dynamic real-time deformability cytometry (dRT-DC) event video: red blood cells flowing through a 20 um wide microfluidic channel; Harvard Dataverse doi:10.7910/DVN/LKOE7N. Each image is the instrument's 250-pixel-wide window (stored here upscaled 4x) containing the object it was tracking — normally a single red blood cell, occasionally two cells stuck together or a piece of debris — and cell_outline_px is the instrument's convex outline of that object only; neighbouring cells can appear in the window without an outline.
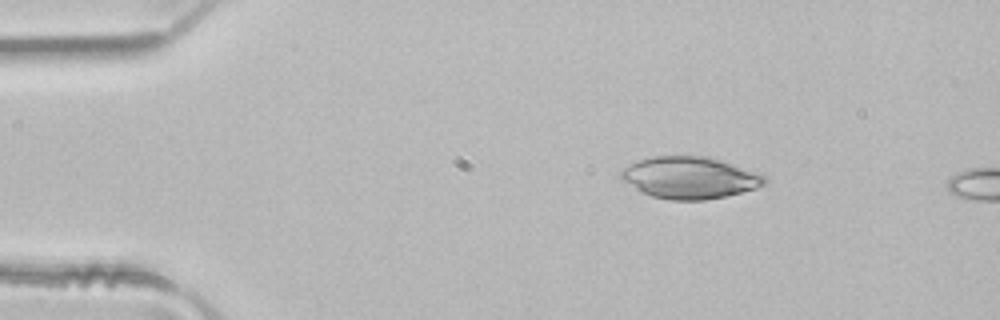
{"species": "common noctule bat (a hibernating species)", "species_latin": "Nyctalus noctula", "temperature_condition": "room temperature", "stored_images_in_passage": 2, "camera_frame_rate_fps": 3000, "um_per_image_px": 0.085, "animal": {"sex": "male", "body_mass_g": 21.5, "forearm_length_mm": 52.0}, "frame": {"image": 1, "passage_image": 1, "time_ms": 0.0, "image_size_px": [1000, 320], "cell_outline_px": [[768, 184], [756, 188], [724, 196], [704, 200], [668, 200], [652, 196], [640, 192], [620, 180], [620, 172], [628, 164], [636, 160], [652, 156], [708, 156], [732, 164], [764, 176], [768, 180]], "centroid_in_image_um": [58.55, 15.1], "position_along_channel_um": 26.4, "area_um2": 35.08}}